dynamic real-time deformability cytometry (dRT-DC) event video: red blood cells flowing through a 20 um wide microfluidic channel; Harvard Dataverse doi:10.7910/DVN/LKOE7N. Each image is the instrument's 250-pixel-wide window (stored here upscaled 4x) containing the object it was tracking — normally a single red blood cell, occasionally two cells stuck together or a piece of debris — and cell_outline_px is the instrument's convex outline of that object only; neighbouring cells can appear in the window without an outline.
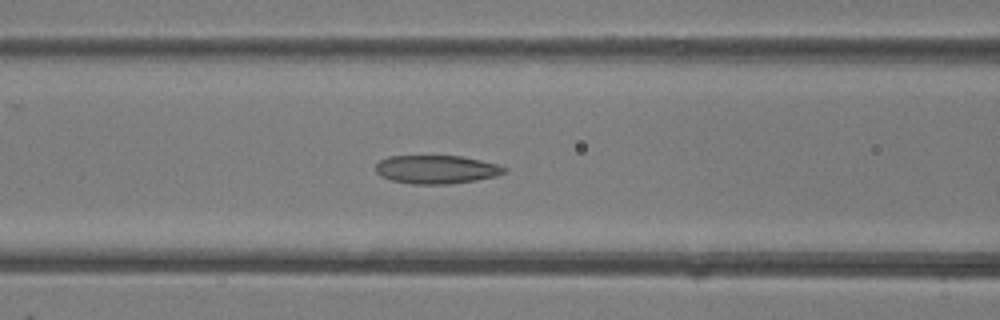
{"species": "common noctule bat (a hibernating species)", "species_latin": "Nyctalus noctula", "temperature_condition": "room temperature", "stored_images_in_passage": 39, "camera_frame_rate_fps": 3000, "um_per_image_px": 0.085, "animal": {"sex": "female"}, "frame": {"image": 1, "passage_image": 15, "time_ms": 4.667, "image_size_px": [1000, 320], "cell_outline_px": [[508, 168], [504, 172], [496, 176], [476, 180], [448, 184], [412, 184], [392, 180], [380, 176], [376, 172], [376, 164], [380, 160], [388, 156], [460, 156], [480, 160], [496, 164]], "centroid_in_image_um": [37.07, 14.4], "position_along_channel_um": 129.5, "area_um2": 21.21}}
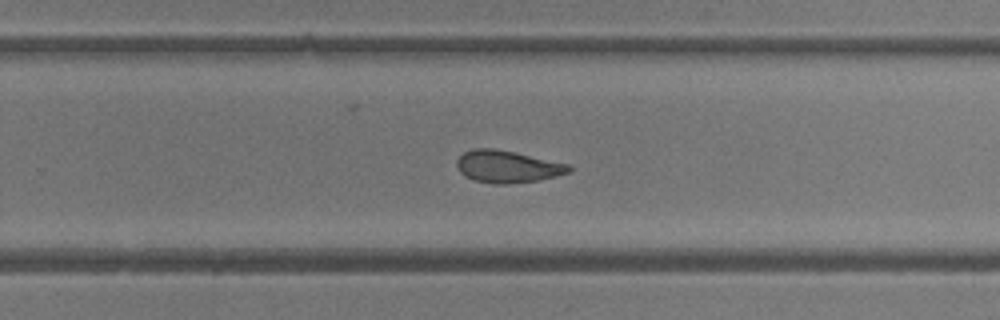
{"frame": {"image": 2, "passage_image": 24, "time_ms": 7.667, "image_size_px": [1000, 320], "cell_outline_px": [[572, 172], [556, 176], [536, 180], [508, 184], [492, 184], [476, 180], [464, 176], [456, 168], [456, 160], [464, 152], [472, 148], [496, 148], [572, 164]], "centroid_in_image_um": [43.15, 14.15], "position_along_channel_um": 286.7, "area_um2": 21.33}}
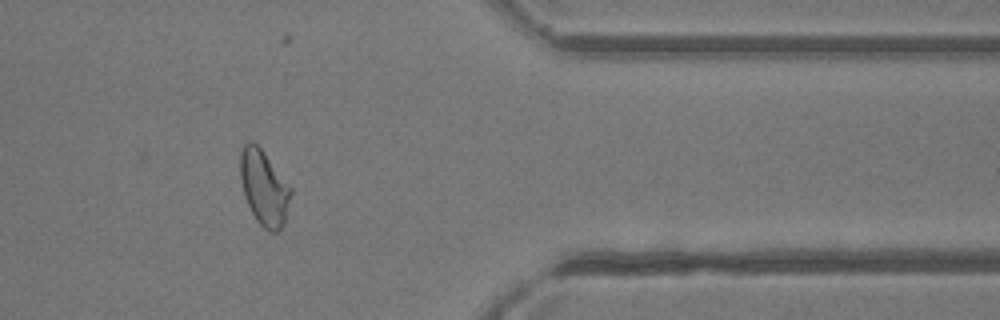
{"frame": {"image": 3, "passage_image": 31, "time_ms": 10.0, "image_size_px": [1000, 320], "cell_outline_px": [[292, 192], [284, 220], [280, 232], [268, 232], [256, 220], [244, 196], [240, 180], [240, 152], [244, 144], [248, 140], [252, 140], [260, 148], [292, 188]], "centroid_in_image_um": [22.42, 15.96], "position_along_channel_um": 389.0, "area_um2": 22.02}}